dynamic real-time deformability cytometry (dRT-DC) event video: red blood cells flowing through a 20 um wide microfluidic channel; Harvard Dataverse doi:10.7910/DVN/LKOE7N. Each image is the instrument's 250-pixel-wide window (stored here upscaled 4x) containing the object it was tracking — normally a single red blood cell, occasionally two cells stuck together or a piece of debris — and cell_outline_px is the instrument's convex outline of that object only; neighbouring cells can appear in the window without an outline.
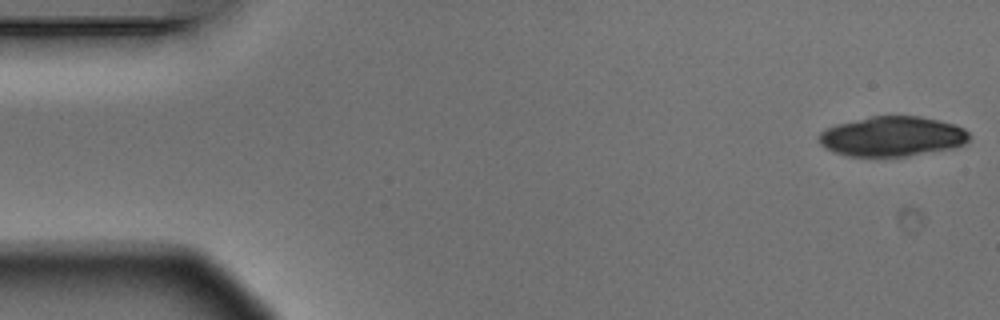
{"species": "Egyptian fruit bat (a non-hibernating species)", "species_latin": "Rousettus aegyptiacus", "temperature_condition": "warm", "stored_images_in_passage": 13, "camera_frame_rate_fps": 3000, "um_per_image_px": 0.085, "animal": {"sex": "male"}, "frame": {"image": 1, "passage_image": 1, "time_ms": 0.0, "image_size_px": [1000, 320], "cell_outline_px": [[972, 136], [964, 144], [956, 148], [908, 156], [848, 156], [836, 152], [820, 144], [816, 136], [820, 132], [836, 124], [872, 116], [920, 116], [940, 120], [956, 124], [964, 128]], "centroid_in_image_um": [75.89, 11.59], "position_along_channel_um": 9.1, "area_um2": 35.2}}
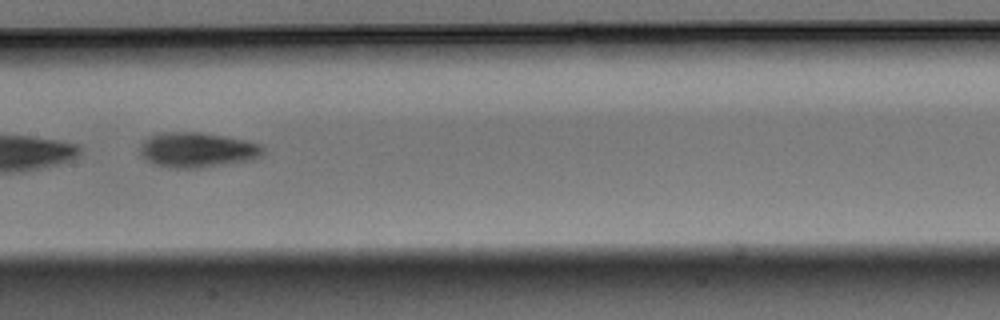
{"frame": {"image": 2, "passage_image": 7, "time_ms": 2.0, "image_size_px": [1000, 320], "cell_outline_px": [[264, 156], [252, 160], [204, 168], [168, 168], [152, 164], [144, 160], [140, 156], [140, 144], [148, 136], [160, 132], [200, 132], [224, 136], [264, 144]], "centroid_in_image_um": [16.76, 12.75], "position_along_channel_um": 190.6, "area_um2": 25.84}}
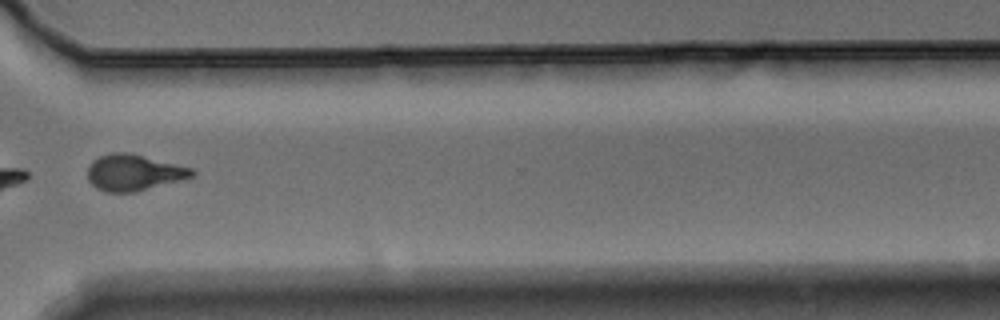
{"frame": {"image": 3, "passage_image": 11, "time_ms": 3.333, "image_size_px": [1000, 320], "cell_outline_px": [[196, 172], [192, 176], [136, 192], [104, 192], [96, 188], [88, 180], [88, 168], [92, 160], [100, 156], [112, 152], [128, 152], [192, 168]], "centroid_in_image_um": [11.32, 14.66], "position_along_channel_um": 359.3, "area_um2": 21.79}}